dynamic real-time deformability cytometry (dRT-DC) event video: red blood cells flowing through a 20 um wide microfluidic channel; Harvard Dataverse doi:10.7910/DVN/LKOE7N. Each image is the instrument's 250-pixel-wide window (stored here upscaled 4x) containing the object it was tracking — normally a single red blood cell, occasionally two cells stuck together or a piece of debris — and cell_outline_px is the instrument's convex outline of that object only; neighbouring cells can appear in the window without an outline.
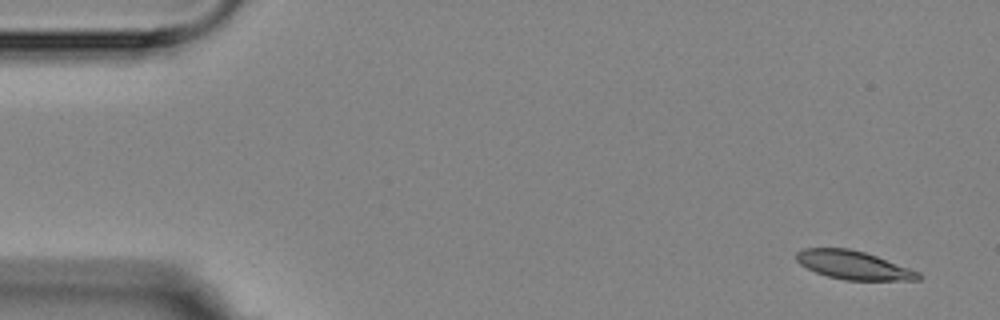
{"species": "Egyptian fruit bat (a non-hibernating species)", "species_latin": "Rousettus aegyptiacus", "temperature_condition": "room temperature", "stored_images_in_passage": 6, "camera_frame_rate_fps": 3000, "um_per_image_px": 0.085, "animal": {"sex": "female"}, "frame": {"image": 1, "passage_image": 1, "time_ms": 0.0, "image_size_px": [1000, 320], "cell_outline_px": [[920, 280], [844, 280], [828, 276], [816, 272], [800, 264], [796, 260], [796, 252], [804, 248], [848, 248], [864, 252], [876, 256], [920, 272]], "centroid_in_image_um": [72.53, 22.53], "position_along_channel_um": 12.5, "area_um2": 20.06}}
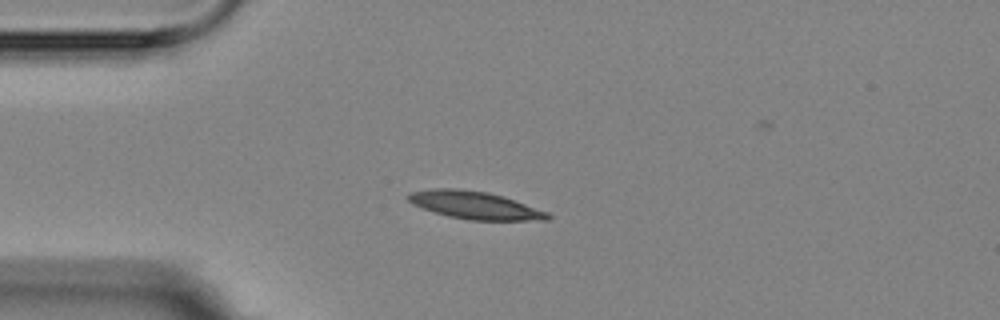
{"frame": {"image": 2, "passage_image": 4, "time_ms": 3.667, "image_size_px": [1000, 320], "cell_outline_px": [[552, 216], [548, 220], [468, 220], [448, 216], [412, 204], [404, 196], [408, 192], [432, 188], [456, 188], [488, 192], [548, 212]], "centroid_in_image_um": [40.29, 17.43], "position_along_channel_um": 44.7, "area_um2": 22.31}}
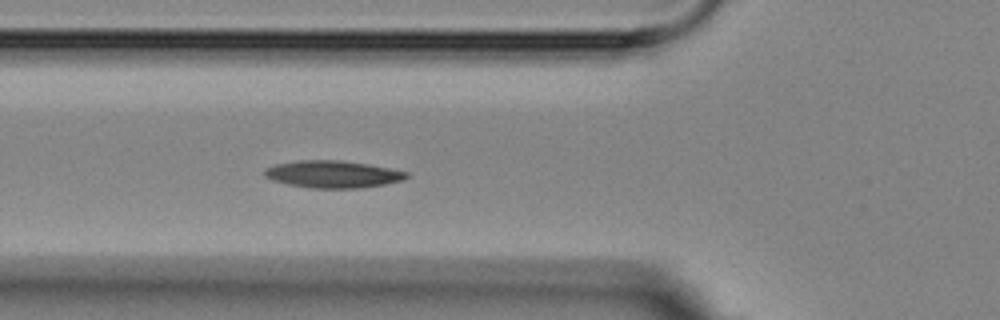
{"frame": {"image": 3, "passage_image": 6, "time_ms": 5.667, "image_size_px": [1000, 320], "cell_outline_px": [[412, 176], [404, 180], [384, 184], [360, 188], [312, 188], [288, 184], [272, 180], [264, 176], [264, 168], [276, 164], [300, 160], [340, 160], [368, 164], [408, 172]], "centroid_in_image_um": [28.3, 14.81], "position_along_channel_um": 97.5, "area_um2": 22.54}}